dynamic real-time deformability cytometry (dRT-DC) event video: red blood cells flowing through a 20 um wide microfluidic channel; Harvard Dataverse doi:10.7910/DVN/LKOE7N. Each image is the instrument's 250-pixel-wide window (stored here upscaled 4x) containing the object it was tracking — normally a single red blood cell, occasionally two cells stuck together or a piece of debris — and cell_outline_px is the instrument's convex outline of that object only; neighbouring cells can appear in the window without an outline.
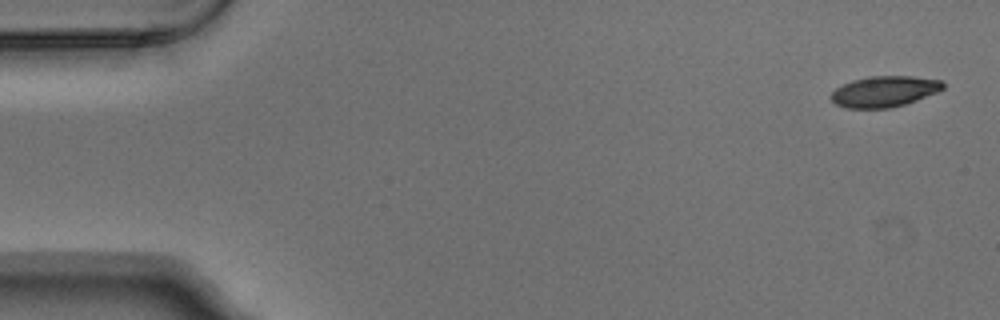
{"species": "Egyptian fruit bat (a non-hibernating species)", "species_latin": "Rousettus aegyptiacus", "temperature_condition": "warm", "stored_images_in_passage": 5, "camera_frame_rate_fps": 3000, "um_per_image_px": 0.085, "animal": {"sex": "male"}, "frame": {"image": 1, "passage_image": 1, "time_ms": 0.0, "image_size_px": [1000, 320], "cell_outline_px": [[944, 88], [936, 92], [916, 100], [892, 108], [844, 108], [836, 104], [828, 96], [836, 88], [852, 80], [868, 76], [912, 76], [944, 80]], "centroid_in_image_um": [75.15, 7.77], "position_along_channel_um": 9.8, "area_um2": 20.23}}
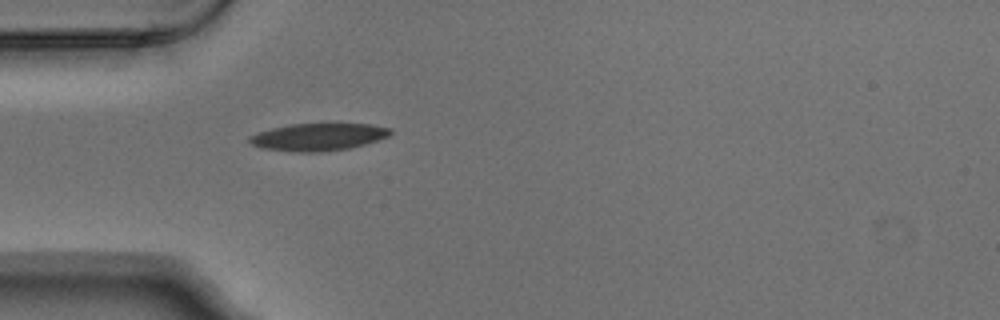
{"frame": {"image": 2, "passage_image": 5, "time_ms": 1.333, "image_size_px": [1000, 320], "cell_outline_px": [[392, 132], [388, 136], [364, 144], [348, 148], [316, 152], [296, 152], [260, 148], [252, 144], [248, 140], [248, 136], [272, 128], [288, 124], [368, 124], [392, 128]], "centroid_in_image_um": [27.02, 11.64], "position_along_channel_um": 58.0, "area_um2": 22.25}}